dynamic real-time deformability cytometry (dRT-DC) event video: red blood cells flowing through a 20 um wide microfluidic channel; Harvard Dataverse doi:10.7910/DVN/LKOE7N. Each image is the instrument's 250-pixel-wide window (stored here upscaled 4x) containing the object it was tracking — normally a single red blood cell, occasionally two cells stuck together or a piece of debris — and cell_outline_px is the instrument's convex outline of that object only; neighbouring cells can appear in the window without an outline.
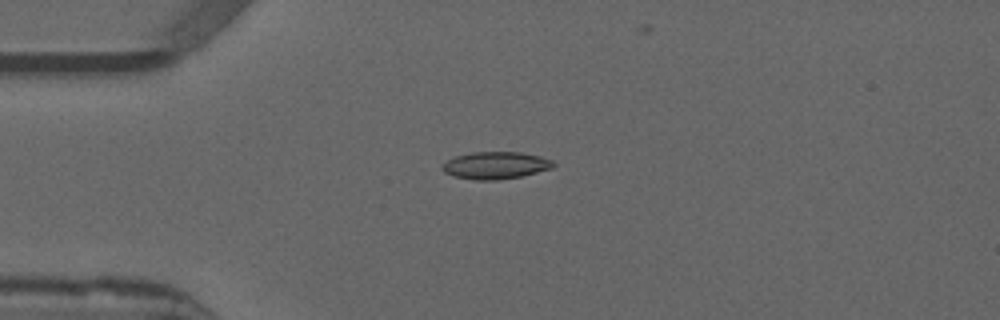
{"species": "common noctule bat (a hibernating species)", "species_latin": "Nyctalus noctula", "temperature_condition": "warm", "stored_images_in_passage": 41, "camera_frame_rate_fps": 3000, "um_per_image_px": 0.085, "animal": {"sex": "male", "forearm_length_mm": 52.5}, "frame": {"image": 1, "passage_image": 1, "time_ms": 0.0, "image_size_px": [1000, 320], "cell_outline_px": [[556, 164], [552, 168], [520, 176], [496, 180], [476, 180], [452, 176], [444, 172], [440, 168], [440, 164], [456, 156], [472, 152], [520, 152], [540, 156], [552, 160]], "centroid_in_image_um": [42.08, 14.05], "position_along_channel_um": 42.9, "area_um2": 17.63}}
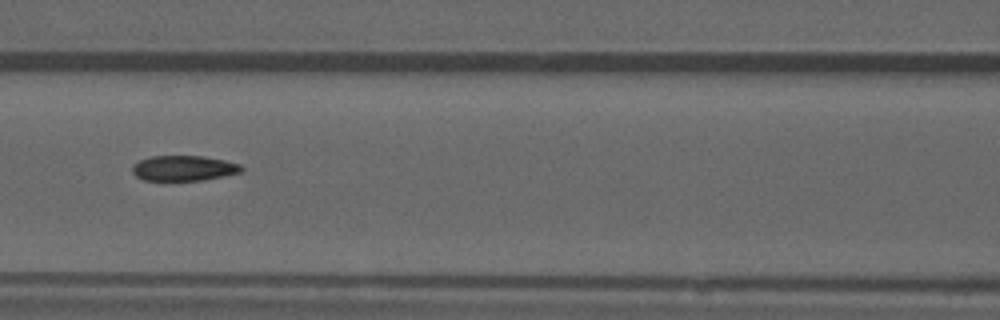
{"frame": {"image": 2, "passage_image": 11, "time_ms": 3.333, "image_size_px": [1000, 320], "cell_outline_px": [[244, 168], [240, 172], [224, 176], [204, 180], [144, 180], [136, 176], [132, 172], [132, 164], [140, 160], [152, 156], [204, 156], [224, 160], [240, 164]], "centroid_in_image_um": [15.61, 14.29], "position_along_channel_um": 151.0, "area_um2": 16.07}}
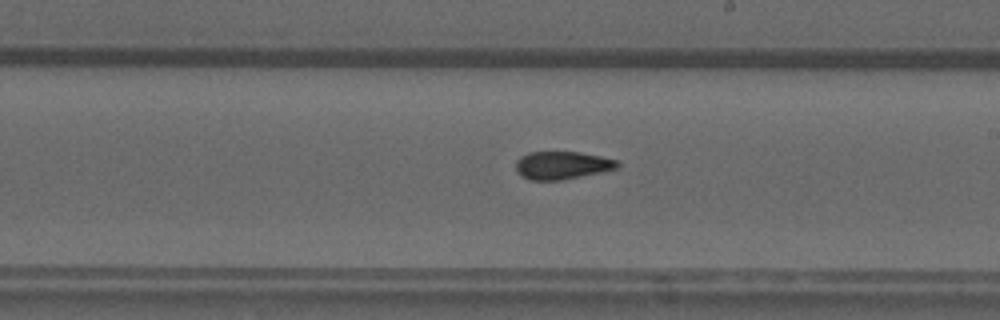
{"frame": {"image": 3, "passage_image": 18, "time_ms": 5.667, "image_size_px": [1000, 320], "cell_outline_px": [[620, 164], [616, 168], [600, 172], [560, 180], [528, 180], [520, 176], [516, 172], [516, 160], [520, 156], [528, 152], [580, 152], [620, 160]], "centroid_in_image_um": [47.74, 14.04], "position_along_channel_um": 241.3, "area_um2": 16.59}, "authors_computed_cell_mechanics": {"area_um2": 16.8776, "velocity_mm_per_s": 3.8812, "shape_relaxation_time_tau1_ms": null, "shape_relaxation_time_tau2_ms": 3.5403, "deformation_change_tau1": null, "deformation_change_tau2": 0.1031}}